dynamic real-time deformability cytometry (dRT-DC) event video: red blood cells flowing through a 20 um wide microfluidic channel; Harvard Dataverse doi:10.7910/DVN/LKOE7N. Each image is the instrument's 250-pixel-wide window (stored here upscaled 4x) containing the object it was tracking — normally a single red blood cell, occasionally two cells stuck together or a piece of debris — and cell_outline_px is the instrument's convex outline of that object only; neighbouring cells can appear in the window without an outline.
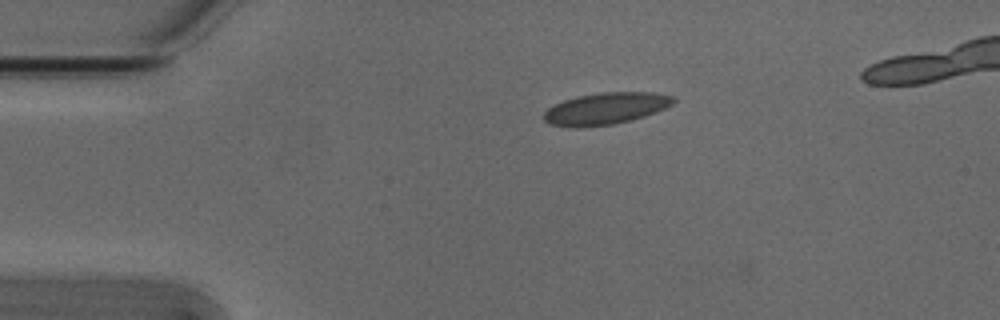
{"species": "Egyptian fruit bat (a non-hibernating species)", "species_latin": "Rousettus aegyptiacus", "temperature_condition": "cold", "stored_images_in_passage": 2, "camera_frame_rate_fps": 3000, "um_per_image_px": 0.085, "animal": {"sex": "male"}, "frame": {"image": 1, "passage_image": 1, "time_ms": 0.0, "image_size_px": [1000, 320], "cell_outline_px": [[676, 100], [672, 104], [656, 112], [632, 120], [612, 124], [580, 128], [572, 128], [548, 124], [544, 120], [544, 112], [548, 108], [564, 100], [576, 96], [600, 92], [652, 92], [676, 96]], "centroid_in_image_um": [51.48, 9.23], "position_along_channel_um": 33.5, "area_um2": 24.22}}